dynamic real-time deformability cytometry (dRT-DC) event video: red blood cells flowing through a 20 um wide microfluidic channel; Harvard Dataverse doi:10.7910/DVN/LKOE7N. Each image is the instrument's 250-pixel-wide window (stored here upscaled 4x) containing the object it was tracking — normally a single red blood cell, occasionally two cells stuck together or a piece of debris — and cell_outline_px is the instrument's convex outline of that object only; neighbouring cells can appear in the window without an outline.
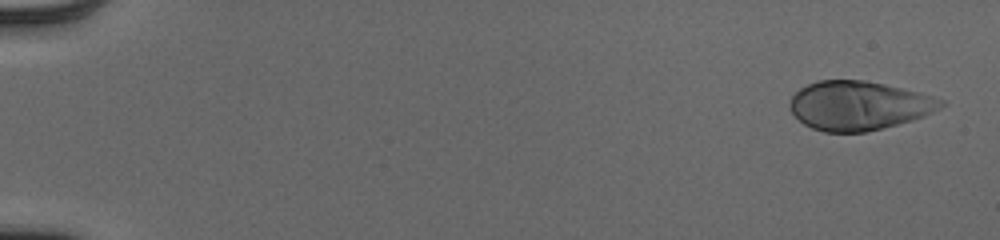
{"species": "human", "species_latin": "Homo sapiens", "temperature_condition": "cold", "stored_images_in_passage": 53, "camera_frame_rate_fps": 3000, "um_per_image_px": 0.085, "donor": {"sex": "male"}, "frame": {"image": 1, "passage_image": 2, "time_ms": 0.333, "image_size_px": [1000, 240], "cell_outline_px": [[944, 104], [940, 108], [924, 116], [912, 120], [864, 132], [824, 132], [812, 128], [804, 124], [788, 108], [788, 104], [792, 96], [800, 88], [808, 84], [820, 80], [864, 80], [884, 84], [920, 92], [944, 100]], "centroid_in_image_um": [72.97, 8.97], "position_along_channel_um": 12.0, "area_um2": 42.95}}
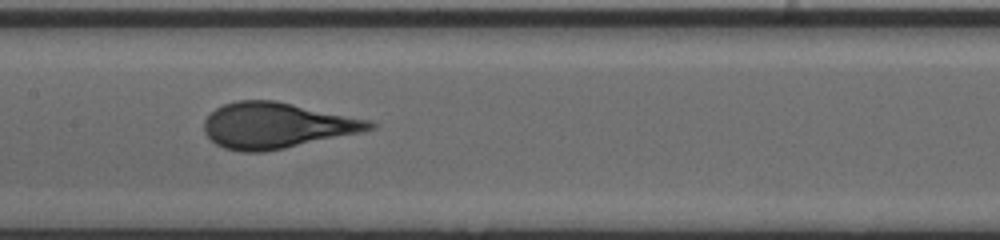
{"frame": {"image": 2, "passage_image": 28, "time_ms": 9.0, "image_size_px": [1000, 240], "cell_outline_px": [[380, 124], [376, 128], [360, 132], [284, 148], [264, 152], [240, 152], [224, 148], [216, 144], [204, 132], [204, 120], [216, 108], [224, 104], [236, 100], [276, 100], [372, 120]], "centroid_in_image_um": [23.53, 10.65], "position_along_channel_um": 183.9, "area_um2": 44.22}}
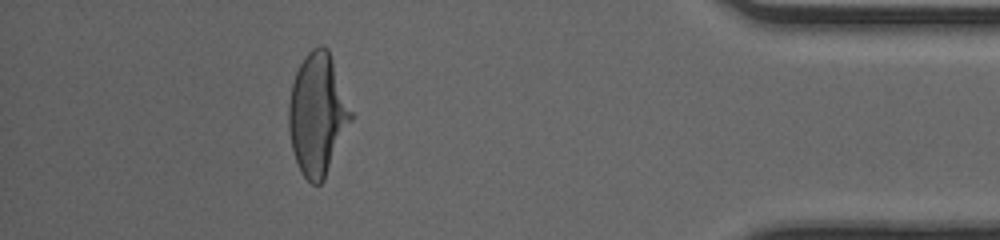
{"frame": {"image": 3, "passage_image": 48, "time_ms": 15.667, "image_size_px": [1000, 240], "cell_outline_px": [[352, 120], [324, 180], [320, 184], [312, 184], [300, 172], [292, 148], [288, 128], [288, 100], [292, 84], [296, 72], [304, 56], [312, 48], [320, 44], [324, 44], [328, 48], [352, 112]], "centroid_in_image_um": [26.97, 9.71], "position_along_channel_um": 408.2, "area_um2": 44.16}}